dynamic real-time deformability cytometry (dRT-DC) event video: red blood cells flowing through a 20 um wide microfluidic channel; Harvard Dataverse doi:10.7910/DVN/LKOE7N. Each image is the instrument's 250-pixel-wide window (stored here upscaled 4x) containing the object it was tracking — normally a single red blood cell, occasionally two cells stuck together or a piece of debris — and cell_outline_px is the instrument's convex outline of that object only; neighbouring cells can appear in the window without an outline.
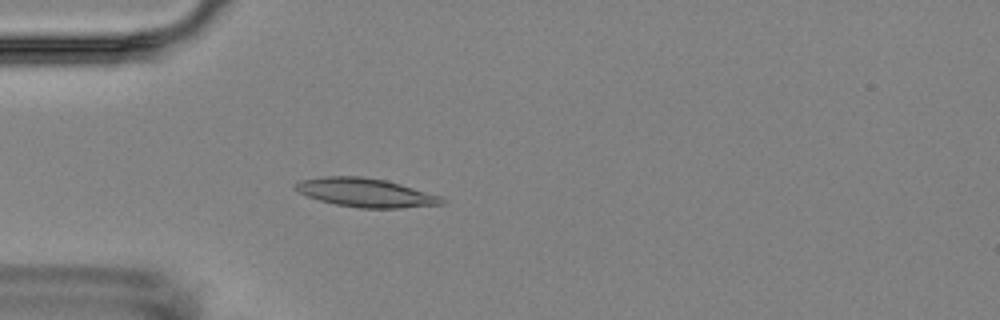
{"species": "Egyptian fruit bat (a non-hibernating species)", "species_latin": "Rousettus aegyptiacus", "temperature_condition": "room temperature", "stored_images_in_passage": 6, "camera_frame_rate_fps": 3000, "um_per_image_px": 0.085, "animal": {"sex": "female"}, "frame": {"image": 1, "passage_image": 6, "time_ms": 6.667, "image_size_px": [1000, 320], "cell_outline_px": [[444, 204], [400, 208], [360, 208], [336, 204], [320, 200], [308, 196], [292, 188], [292, 184], [300, 180], [324, 176], [360, 176], [384, 180], [400, 184], [440, 196], [444, 200]], "centroid_in_image_um": [31.03, 16.37], "position_along_channel_um": 54.0, "area_um2": 24.33}}